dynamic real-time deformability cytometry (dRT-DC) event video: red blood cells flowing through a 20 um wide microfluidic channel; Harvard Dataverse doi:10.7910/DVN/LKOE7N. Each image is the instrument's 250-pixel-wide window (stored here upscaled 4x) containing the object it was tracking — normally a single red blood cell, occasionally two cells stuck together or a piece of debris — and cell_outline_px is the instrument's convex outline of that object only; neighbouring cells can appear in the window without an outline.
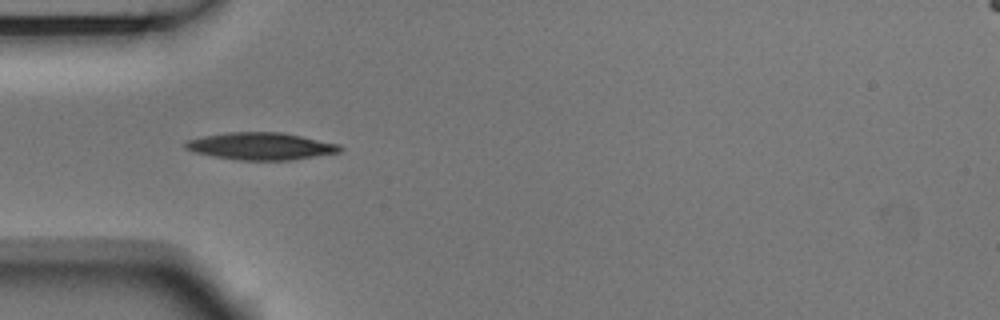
{"species": "Egyptian fruit bat (a non-hibernating species)", "species_latin": "Rousettus aegyptiacus", "temperature_condition": "room temperature", "stored_images_in_passage": 6, "camera_frame_rate_fps": 3000, "um_per_image_px": 0.085, "animal": {"sex": "male"}, "frame": {"image": 1, "passage_image": 1, "time_ms": 0.0, "image_size_px": [1000, 320], "cell_outline_px": [[344, 148], [340, 152], [292, 160], [240, 160], [216, 156], [196, 152], [184, 148], [184, 140], [204, 136], [228, 132], [284, 132], [340, 144]], "centroid_in_image_um": [22.21, 12.41], "position_along_channel_um": 62.8, "area_um2": 24.57}}
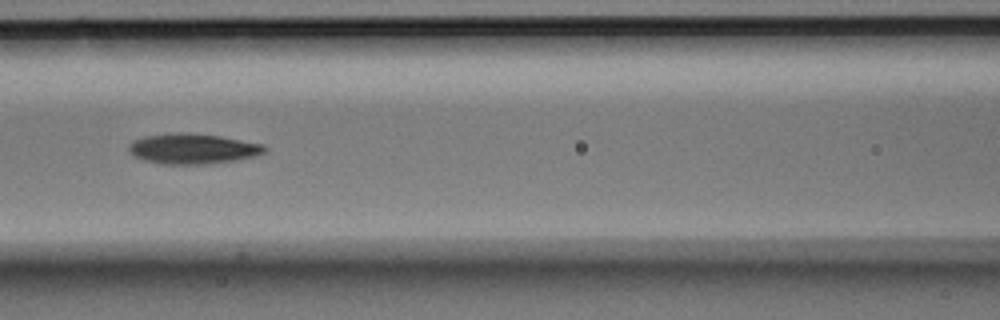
{"frame": {"image": 2, "passage_image": 3, "time_ms": 0.667, "image_size_px": [1000, 320], "cell_outline_px": [[268, 148], [264, 152], [256, 156], [236, 160], [208, 164], [160, 164], [144, 160], [132, 156], [128, 148], [128, 144], [132, 140], [144, 136], [176, 132], [188, 132], [220, 136], [264, 144]], "centroid_in_image_um": [16.36, 12.64], "position_along_channel_um": 150.2, "area_um2": 24.33}}
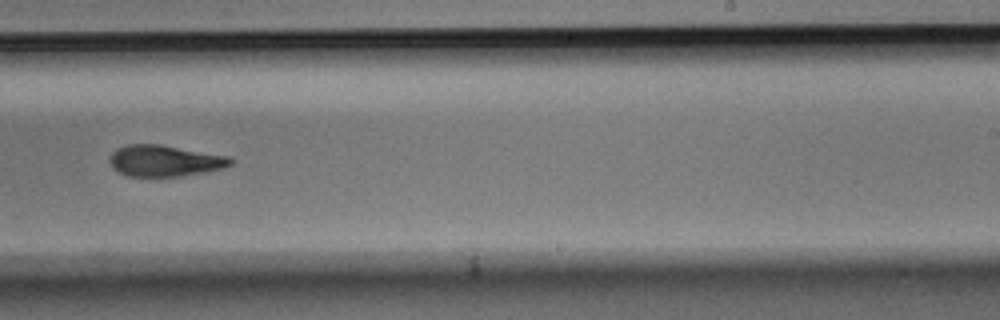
{"frame": {"image": 3, "passage_image": 6, "time_ms": 1.667, "image_size_px": [1000, 320], "cell_outline_px": [[232, 164], [224, 168], [180, 176], [128, 176], [112, 168], [108, 160], [112, 152], [116, 148], [124, 144], [160, 144], [228, 156], [232, 160]], "centroid_in_image_um": [13.95, 13.65], "position_along_channel_um": 275.1, "area_um2": 22.02}}